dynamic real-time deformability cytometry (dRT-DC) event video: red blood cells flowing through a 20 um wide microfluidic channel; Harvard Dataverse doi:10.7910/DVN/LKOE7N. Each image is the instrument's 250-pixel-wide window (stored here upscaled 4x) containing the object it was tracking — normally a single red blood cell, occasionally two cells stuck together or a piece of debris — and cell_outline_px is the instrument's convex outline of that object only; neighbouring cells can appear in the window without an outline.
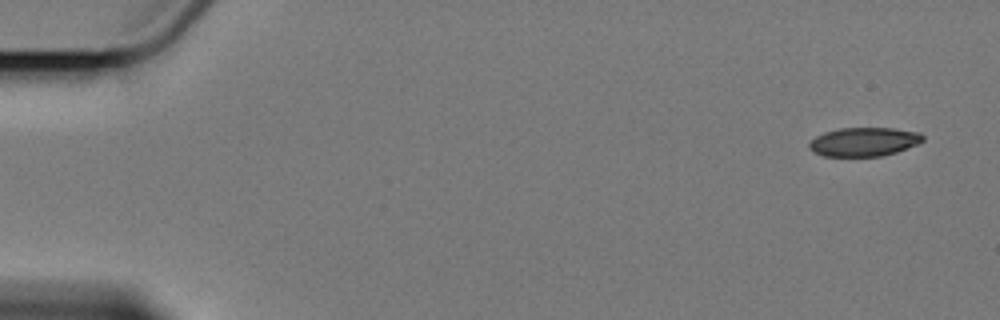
{"species": "Egyptian fruit bat (a non-hibernating species)", "species_latin": "Rousettus aegyptiacus", "temperature_condition": "cold", "stored_images_in_passage": 5, "camera_frame_rate_fps": 3000, "um_per_image_px": 0.085, "animal": {"sex": "female"}, "frame": {"image": 1, "passage_image": 1, "time_ms": 0.0, "image_size_px": [1000, 320], "cell_outline_px": [[924, 140], [916, 144], [896, 152], [880, 156], [824, 156], [812, 152], [808, 148], [808, 144], [816, 136], [824, 132], [840, 128], [892, 128], [920, 132], [924, 136]], "centroid_in_image_um": [73.41, 12.05], "position_along_channel_um": 11.6, "area_um2": 19.07}}